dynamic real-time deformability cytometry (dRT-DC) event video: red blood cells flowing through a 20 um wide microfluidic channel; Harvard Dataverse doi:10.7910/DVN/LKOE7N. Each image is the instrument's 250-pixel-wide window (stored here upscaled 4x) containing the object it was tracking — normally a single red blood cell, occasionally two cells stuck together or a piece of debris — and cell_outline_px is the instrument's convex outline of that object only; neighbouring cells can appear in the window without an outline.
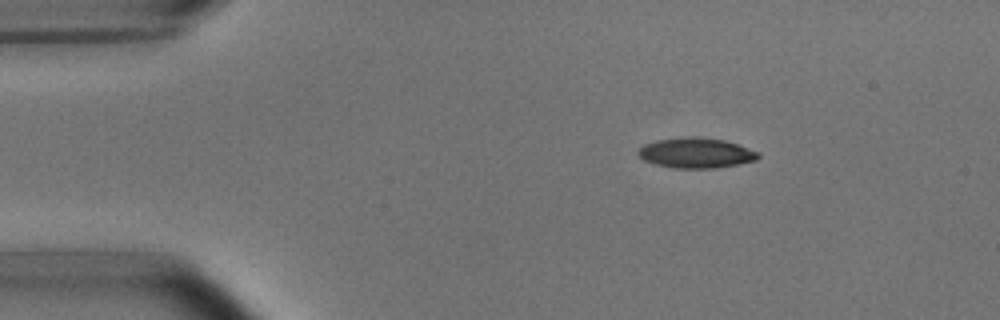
{"species": "common noctule bat (a hibernating species)", "species_latin": "Nyctalus noctula", "temperature_condition": "room temperature", "stored_images_in_passage": 2, "camera_frame_rate_fps": 3000, "um_per_image_px": 0.085, "animal": {"sex": "male", "body_mass_g": 15.6}, "frame": {"image": 1, "passage_image": 2, "time_ms": 1.333, "image_size_px": [1000, 320], "cell_outline_px": [[760, 156], [756, 160], [740, 164], [716, 168], [672, 168], [652, 164], [644, 160], [636, 152], [644, 144], [656, 140], [680, 136], [696, 136], [724, 140], [760, 152]], "centroid_in_image_um": [59.14, 12.99], "position_along_channel_um": 25.9, "area_um2": 21.44}}